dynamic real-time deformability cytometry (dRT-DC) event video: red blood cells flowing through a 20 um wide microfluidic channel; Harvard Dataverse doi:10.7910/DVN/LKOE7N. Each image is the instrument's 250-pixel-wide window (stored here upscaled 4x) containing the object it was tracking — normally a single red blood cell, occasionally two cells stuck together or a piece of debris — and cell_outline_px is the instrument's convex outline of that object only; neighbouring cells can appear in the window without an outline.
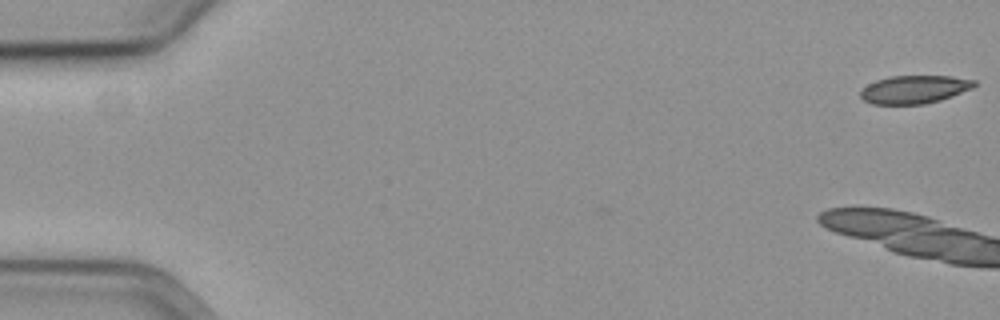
{"species": "common noctule bat (a hibernating species)", "species_latin": "Nyctalus noctula", "temperature_condition": "cold", "stored_images_in_passage": 16, "camera_frame_rate_fps": 3000, "um_per_image_px": 0.085, "animal": {"sex": "female", "body_mass_g": 19.3, "forearm_length_mm": 54.1}, "frame": {"image": 1, "passage_image": 1, "time_ms": 0.0, "image_size_px": [1000, 320], "cell_outline_px": [[976, 84], [972, 88], [940, 100], [924, 104], [872, 104], [864, 100], [860, 96], [860, 88], [876, 80], [888, 76], [952, 76], [976, 80]], "centroid_in_image_um": [77.68, 7.59], "position_along_channel_um": 7.3, "area_um2": 18.67}}